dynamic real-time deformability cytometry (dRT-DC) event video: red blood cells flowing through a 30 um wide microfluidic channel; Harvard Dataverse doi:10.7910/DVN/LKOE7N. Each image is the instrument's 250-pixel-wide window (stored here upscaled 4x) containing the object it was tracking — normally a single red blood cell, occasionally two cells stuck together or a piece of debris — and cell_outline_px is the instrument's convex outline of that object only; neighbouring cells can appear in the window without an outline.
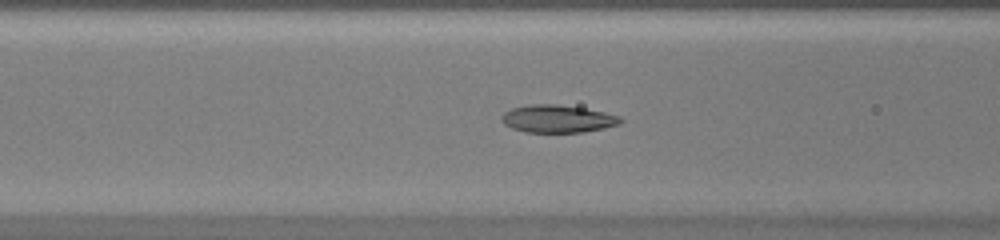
{"species": "common noctule bat (a hibernating species)", "species_latin": "Nyctalus noctula", "temperature_condition": "warm", "stored_images_in_passage": 47, "camera_frame_rate_fps": 3000, "um_per_image_px": 0.085, "animal": {"sex": "female", "body_mass_g": 20.0, "forearm_length_mm": 54.0}, "frame": {"image": 1, "passage_image": 20, "time_ms": 6.333, "image_size_px": [1000, 240], "cell_outline_px": [[624, 120], [620, 124], [604, 128], [584, 132], [524, 132], [512, 128], [504, 124], [500, 120], [500, 116], [504, 112], [512, 108], [532, 104], [556, 104], [584, 108], [604, 112], [620, 116]], "centroid_in_image_um": [47.39, 10.1], "position_along_channel_um": 119.2, "area_um2": 19.25}}
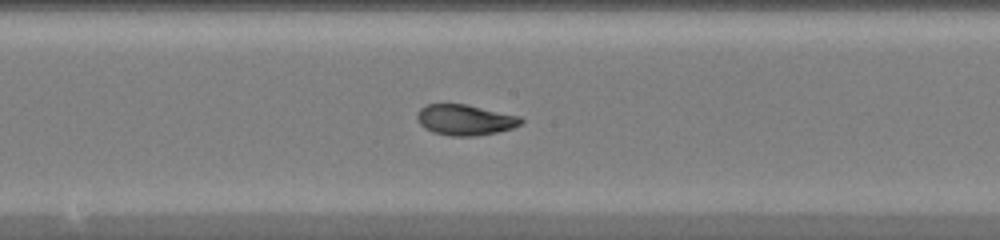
{"frame": {"image": 2, "passage_image": 26, "time_ms": 8.333, "image_size_px": [1000, 240], "cell_outline_px": [[524, 120], [520, 124], [512, 128], [496, 132], [476, 136], [452, 136], [432, 132], [424, 128], [420, 124], [416, 116], [420, 108], [428, 104], [464, 104], [520, 116]], "centroid_in_image_um": [39.51, 10.19], "position_along_channel_um": 208.7, "area_um2": 18.44}}
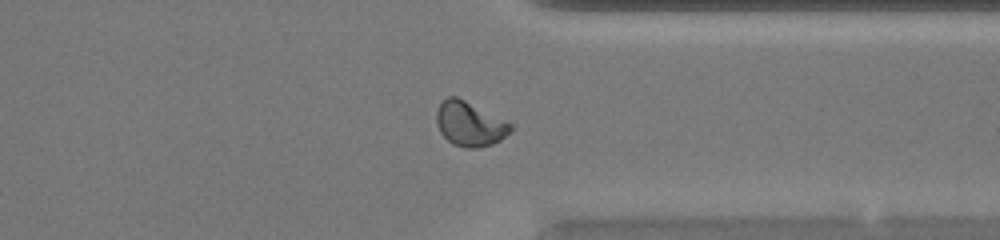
{"frame": {"image": 3, "passage_image": 37, "time_ms": 12.0, "image_size_px": [1000, 240], "cell_outline_px": [[516, 128], [500, 140], [492, 144], [480, 148], [464, 148], [452, 144], [440, 132], [436, 124], [436, 112], [440, 104], [448, 96], [456, 96], [508, 120]], "centroid_in_image_um": [39.97, 10.54], "position_along_channel_um": 371.4, "area_um2": 19.59}}